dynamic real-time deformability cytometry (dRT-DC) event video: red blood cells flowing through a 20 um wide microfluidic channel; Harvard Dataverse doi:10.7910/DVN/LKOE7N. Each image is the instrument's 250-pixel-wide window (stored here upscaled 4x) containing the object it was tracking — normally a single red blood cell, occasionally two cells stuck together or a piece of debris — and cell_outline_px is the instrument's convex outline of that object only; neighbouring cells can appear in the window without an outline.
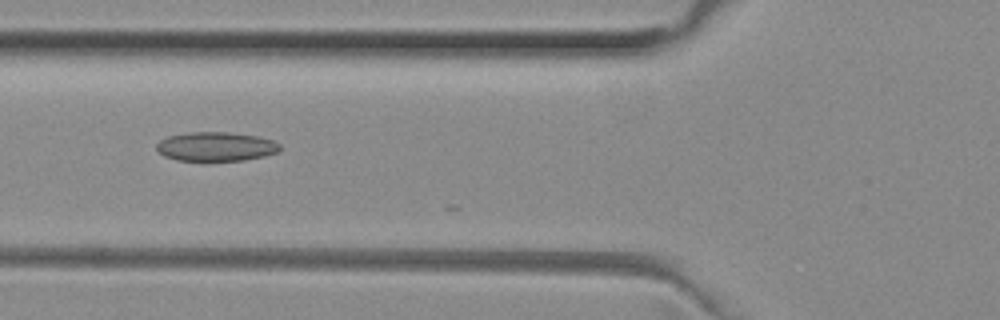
{"species": "common noctule bat (a hibernating species)", "species_latin": "Nyctalus noctula", "temperature_condition": "room temperature", "stored_images_in_passage": 9, "camera_frame_rate_fps": 3000, "um_per_image_px": 0.085, "animal": {"sex": "female", "body_mass_g": 29.2, "forearm_length_mm": 56.3}, "frame": {"image": 1, "passage_image": 5, "time_ms": 1.333, "image_size_px": [1000, 320], "cell_outline_px": [[280, 152], [264, 156], [244, 160], [204, 164], [176, 160], [164, 156], [156, 152], [156, 144], [160, 140], [168, 136], [188, 132], [228, 132], [256, 136], [272, 140], [280, 144]], "centroid_in_image_um": [18.3, 12.51], "position_along_channel_um": 107.5, "area_um2": 21.96}}
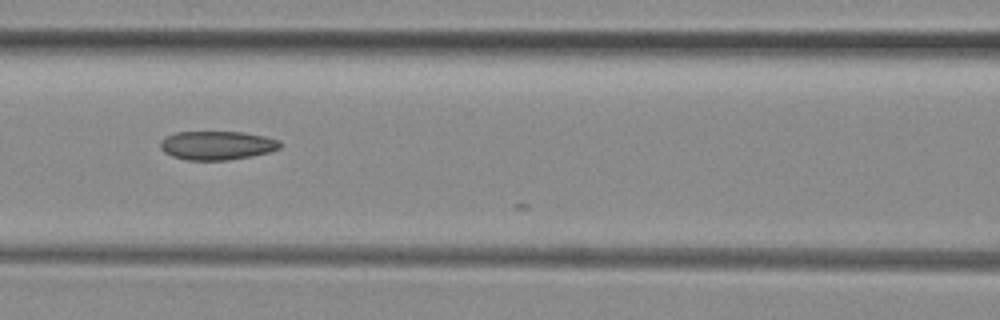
{"frame": {"image": 2, "passage_image": 8, "time_ms": 2.333, "image_size_px": [1000, 320], "cell_outline_px": [[280, 148], [268, 152], [252, 156], [228, 160], [188, 160], [172, 156], [164, 152], [160, 148], [160, 144], [168, 136], [176, 132], [240, 132], [264, 136], [280, 140]], "centroid_in_image_um": [18.46, 12.36], "position_along_channel_um": 148.1, "area_um2": 19.88}}